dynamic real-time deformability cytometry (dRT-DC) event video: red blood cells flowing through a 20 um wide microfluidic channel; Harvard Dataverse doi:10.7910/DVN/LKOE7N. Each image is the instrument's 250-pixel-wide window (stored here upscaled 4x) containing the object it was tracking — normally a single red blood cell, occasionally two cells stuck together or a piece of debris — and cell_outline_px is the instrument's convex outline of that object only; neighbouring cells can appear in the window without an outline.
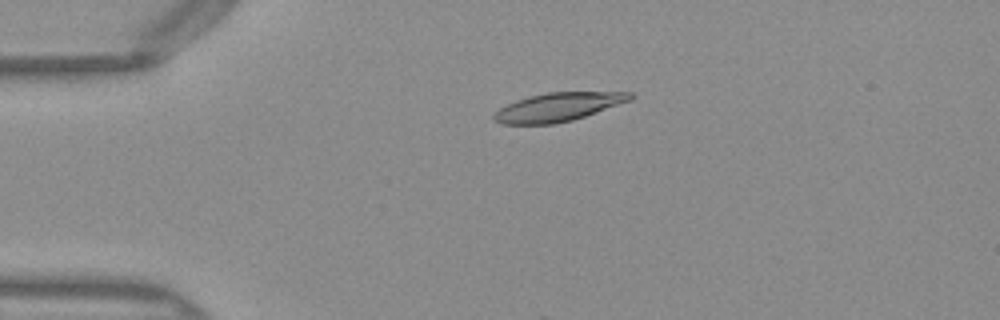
{"species": "Egyptian fruit bat (a non-hibernating species)", "species_latin": "Rousettus aegyptiacus", "temperature_condition": "warm", "stored_images_in_passage": 51, "camera_frame_rate_fps": 3000, "um_per_image_px": 0.085, "frame": {"image": 1, "passage_image": 12, "time_ms": 3.667, "image_size_px": [1000, 320], "cell_outline_px": [[636, 96], [632, 100], [572, 120], [556, 124], [500, 124], [492, 120], [492, 116], [500, 108], [516, 100], [528, 96], [548, 92], [632, 92]], "centroid_in_image_um": [47.44, 9.1], "position_along_channel_um": 37.6, "area_um2": 22.72}}
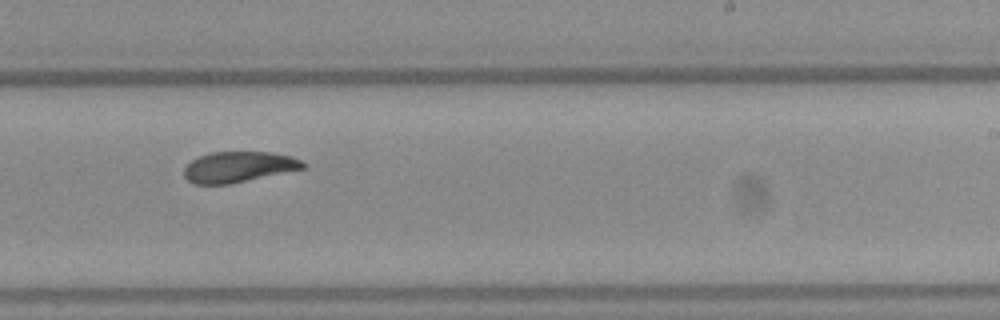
{"frame": {"image": 2, "passage_image": 32, "time_ms": 10.333, "image_size_px": [1000, 320], "cell_outline_px": [[308, 164], [304, 168], [228, 184], [192, 184], [184, 176], [184, 168], [192, 160], [200, 156], [212, 152], [268, 152], [292, 156]], "centroid_in_image_um": [20.26, 14.18], "position_along_channel_um": 268.7, "area_um2": 21.04}}
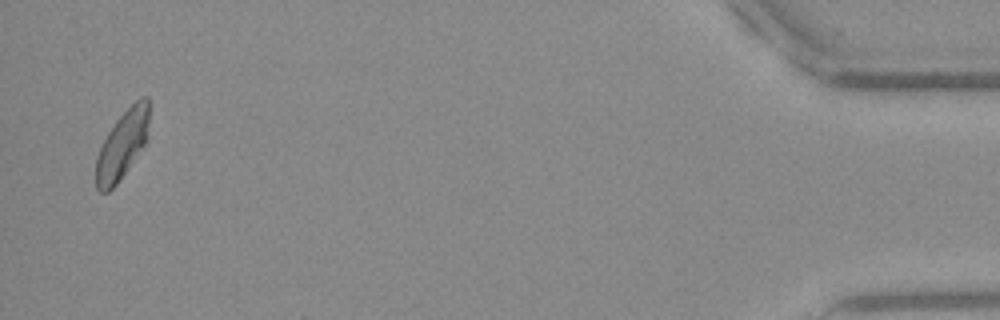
{"frame": {"image": 3, "passage_image": 50, "time_ms": 16.333, "image_size_px": [1000, 320], "cell_outline_px": [[148, 144], [116, 184], [108, 192], [100, 192], [96, 188], [96, 156], [108, 132], [116, 120], [140, 96], [148, 96]], "centroid_in_image_um": [10.42, 12.32], "position_along_channel_um": 424.8, "area_um2": 21.33}, "authors_computed_cell_mechanics": {"area_um2": 22.0218, "velocity_mm_per_s": 4.0083, "shape_relaxation_time_tau1_ms": 5.7714, "shape_relaxation_time_tau2_ms": 2.953, "deformation_change_tau1": 0.168, "deformation_change_tau2": 0.0758}}